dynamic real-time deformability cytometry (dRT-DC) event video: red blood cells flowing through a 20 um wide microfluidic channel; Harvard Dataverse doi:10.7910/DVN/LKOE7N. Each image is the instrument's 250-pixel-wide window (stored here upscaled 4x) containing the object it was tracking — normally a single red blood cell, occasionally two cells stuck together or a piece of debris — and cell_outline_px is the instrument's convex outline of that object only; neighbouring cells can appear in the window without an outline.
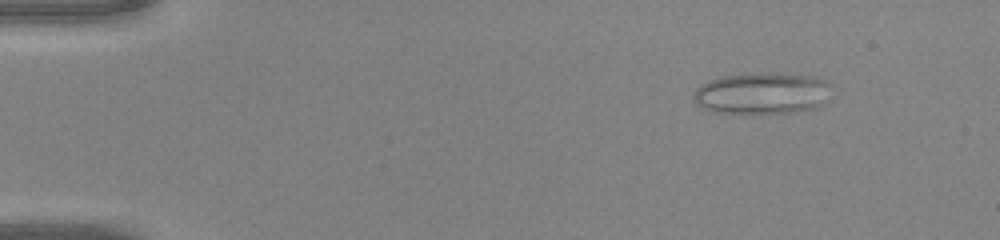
{"species": "common noctule bat (a hibernating species)", "species_latin": "Nyctalus noctula", "temperature_condition": "warm", "stored_images_in_passage": 47, "camera_frame_rate_fps": 3000, "um_per_image_px": 0.085, "animal": {"sex": "male", "body_mass_g": 20.0, "forearm_length_mm": 53.3}, "frame": {"image": 1, "passage_image": 6, "time_ms": 1.667, "image_size_px": [1000, 240], "cell_outline_px": [[832, 84], [820, 108], [788, 112], [716, 112], [704, 108], [696, 104], [696, 88], [708, 80], [724, 76], [812, 76], [824, 80]], "centroid_in_image_um": [64.8, 7.97], "position_along_channel_um": 20.2, "area_um2": 31.56}}
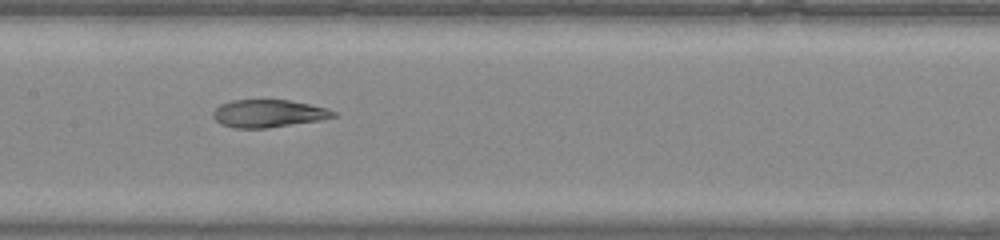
{"frame": {"image": 2, "passage_image": 24, "time_ms": 7.667, "image_size_px": [1000, 240], "cell_outline_px": [[336, 116], [320, 120], [264, 128], [236, 128], [220, 124], [212, 116], [212, 112], [220, 104], [232, 100], [288, 100], [328, 108], [336, 112]], "centroid_in_image_um": [22.79, 9.64], "position_along_channel_um": 184.6, "area_um2": 19.25}}
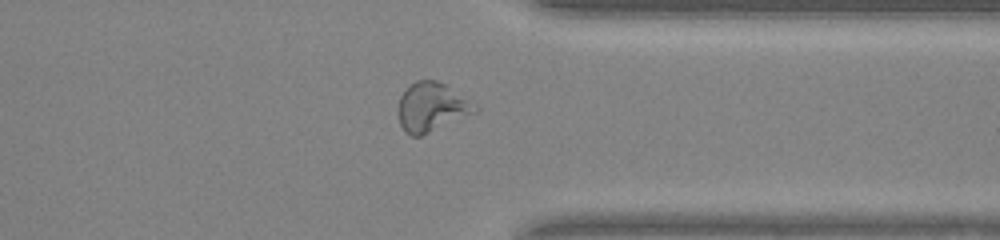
{"frame": {"image": 3, "passage_image": 37, "time_ms": 12.0, "image_size_px": [1000, 240], "cell_outline_px": [[480, 108], [476, 112], [420, 136], [412, 136], [404, 132], [400, 124], [396, 112], [400, 96], [416, 80], [436, 80], [444, 84], [476, 104]], "centroid_in_image_um": [36.66, 9.12], "position_along_channel_um": 374.7, "area_um2": 21.79}}